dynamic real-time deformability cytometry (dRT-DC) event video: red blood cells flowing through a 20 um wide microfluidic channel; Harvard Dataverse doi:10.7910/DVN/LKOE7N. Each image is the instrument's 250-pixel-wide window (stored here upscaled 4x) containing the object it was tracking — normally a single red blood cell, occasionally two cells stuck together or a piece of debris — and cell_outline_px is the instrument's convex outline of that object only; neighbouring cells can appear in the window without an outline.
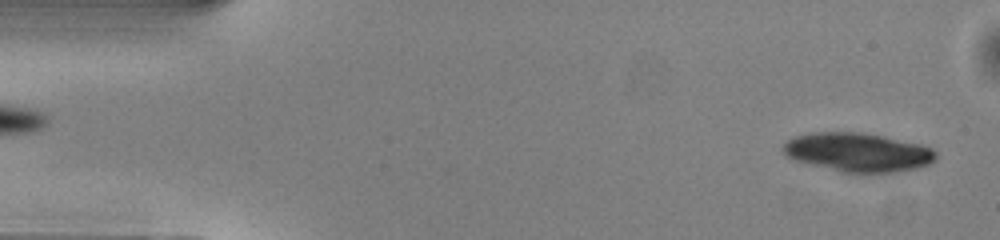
{"species": "common noctule bat (a hibernating species)", "species_latin": "Nyctalus noctula", "temperature_condition": "warm", "stored_images_in_passage": 48, "camera_frame_rate_fps": 3000, "um_per_image_px": 0.085, "animal": {"sex": "male", "body_mass_g": 13.0, "forearm_length_mm": 53.1}, "frame": {"image": 1, "passage_image": 1, "time_ms": 0.0, "image_size_px": [1000, 240], "cell_outline_px": [[936, 160], [928, 164], [916, 168], [896, 172], [844, 172], [796, 160], [788, 156], [784, 152], [784, 144], [788, 140], [796, 136], [808, 132], [860, 132], [884, 136], [920, 144], [932, 148], [936, 152]], "centroid_in_image_um": [72.96, 12.92], "position_along_channel_um": 12.0, "area_um2": 34.16}}
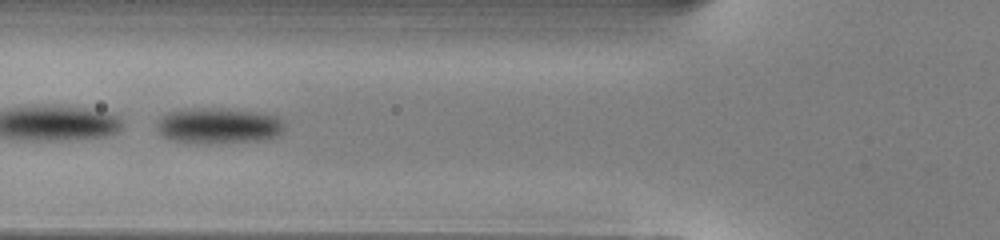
{"frame": {"image": 2, "passage_image": 17, "time_ms": 5.333, "image_size_px": [1000, 240], "cell_outline_px": [[284, 128], [276, 136], [264, 140], [204, 144], [172, 140], [164, 136], [156, 128], [156, 120], [160, 116], [168, 112], [192, 108], [224, 108], [252, 112], [276, 116], [284, 124]], "centroid_in_image_um": [18.52, 10.69], "position_along_channel_um": 107.3, "area_um2": 26.59}, "authors_computed_cell_mechanics": {"area_um2": 27.5995, "velocity_mm_per_s": 4.043, "shape_relaxation_time_tau1_ms": 2.5339, "shape_relaxation_time_tau2_ms": null, "deformation_change_tau1": 0.1003, "deformation_change_tau2": null}}